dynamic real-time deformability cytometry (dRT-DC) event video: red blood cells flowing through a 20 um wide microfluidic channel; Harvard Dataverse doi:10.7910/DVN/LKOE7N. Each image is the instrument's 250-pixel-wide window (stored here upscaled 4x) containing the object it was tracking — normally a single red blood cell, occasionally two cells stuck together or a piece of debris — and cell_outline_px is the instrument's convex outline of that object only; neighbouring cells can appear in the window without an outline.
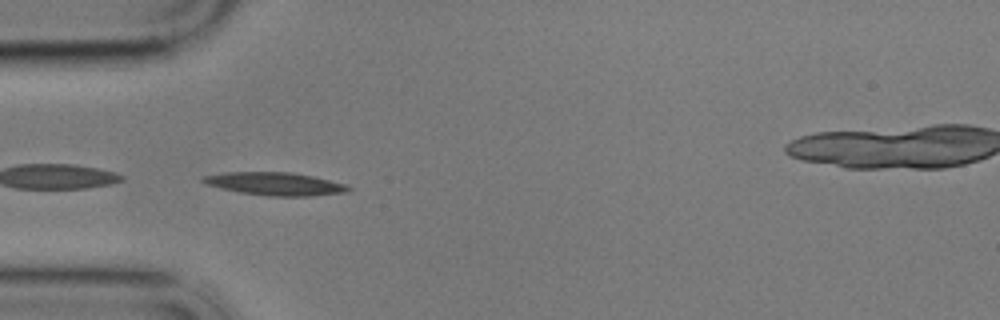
{"species": "common noctule bat (a hibernating species)", "species_latin": "Nyctalus noctula", "temperature_condition": "cold", "stored_images_in_passage": 43, "camera_frame_rate_fps": 3000, "um_per_image_px": 0.085, "animal": {"sex": "male", "body_mass_g": 17.9}, "frame": {"image": 1, "passage_image": 1, "time_ms": 0.0, "image_size_px": [1000, 320], "cell_outline_px": [[352, 188], [348, 192], [312, 196], [268, 196], [240, 192], [220, 188], [204, 184], [200, 180], [200, 176], [224, 172], [292, 172], [312, 176], [344, 184]], "centroid_in_image_um": [23.32, 15.62], "position_along_channel_um": 61.7, "area_um2": 19.54}}
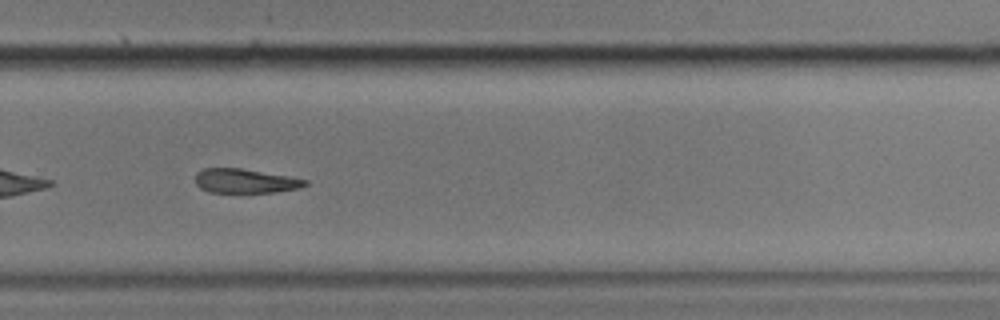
{"frame": {"image": 2, "passage_image": 23, "time_ms": 7.333, "image_size_px": [1000, 320], "cell_outline_px": [[308, 184], [300, 188], [272, 192], [240, 196], [236, 196], [208, 192], [200, 188], [196, 184], [196, 172], [204, 168], [240, 168], [288, 176], [308, 180]], "centroid_in_image_um": [20.8, 15.44], "position_along_channel_um": 309.0, "area_um2": 16.42}}
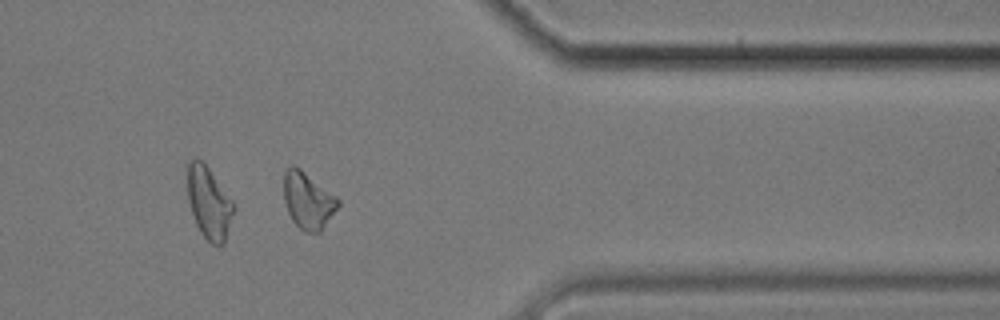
{"frame": {"image": 3, "passage_image": 31, "time_ms": 10.0, "image_size_px": [1000, 320], "cell_outline_px": [[340, 204], [320, 232], [304, 232], [292, 220], [288, 212], [284, 200], [284, 172], [292, 164], [300, 168], [336, 196], [340, 200]], "centroid_in_image_um": [26.17, 17.04], "position_along_channel_um": 385.2, "area_um2": 17.74}, "authors_computed_cell_mechanics": {"area_um2": 17.051, "velocity_mm_per_s": 3.396, "shape_relaxation_time_tau1_ms": 6.6852, "shape_relaxation_time_tau2_ms": null, "deformation_change_tau1": 0.1829, "deformation_change_tau2": null}}